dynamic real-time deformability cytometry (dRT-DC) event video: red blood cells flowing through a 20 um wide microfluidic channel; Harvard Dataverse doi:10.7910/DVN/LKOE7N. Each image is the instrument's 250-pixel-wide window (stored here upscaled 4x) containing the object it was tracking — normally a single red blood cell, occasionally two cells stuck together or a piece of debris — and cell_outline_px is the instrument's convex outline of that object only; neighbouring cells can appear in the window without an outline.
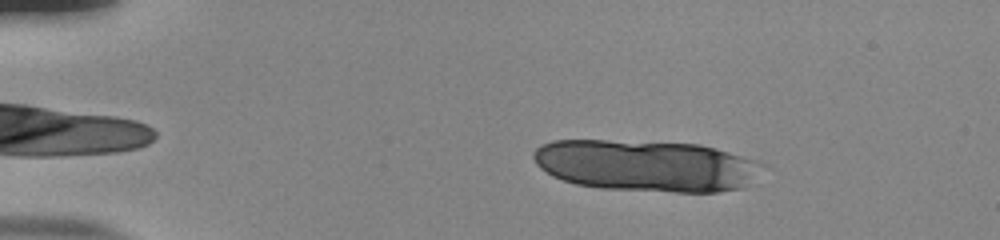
{"species": "human", "species_latin": "Homo sapiens", "temperature_condition": "room temperature", "stored_images_in_passage": 17, "camera_frame_rate_fps": 3000, "um_per_image_px": 0.085, "donor": {"sex": "male"}, "frame": {"image": 1, "passage_image": 8, "time_ms": 2.333, "image_size_px": [1000, 240], "cell_outline_px": [[764, 164], [740, 188], [716, 192], [676, 192], [604, 188], [576, 184], [552, 176], [540, 168], [536, 164], [532, 156], [532, 152], [536, 148], [552, 140], [608, 140], [700, 144], [716, 148], [760, 160]], "centroid_in_image_um": [54.88, 14.06], "position_along_channel_um": 30.1, "area_um2": 68.44}}